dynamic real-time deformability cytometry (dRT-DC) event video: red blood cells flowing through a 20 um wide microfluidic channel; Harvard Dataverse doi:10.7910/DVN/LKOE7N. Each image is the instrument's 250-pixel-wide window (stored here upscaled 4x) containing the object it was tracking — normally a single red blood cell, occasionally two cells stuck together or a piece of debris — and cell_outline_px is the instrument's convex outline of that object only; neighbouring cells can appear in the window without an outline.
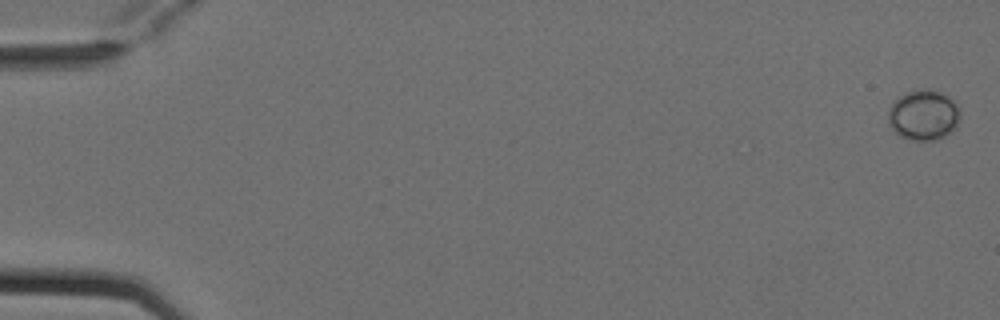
{"species": "Egyptian fruit bat (a non-hibernating species)", "species_latin": "Rousettus aegyptiacus", "temperature_condition": "cold", "stored_images_in_passage": 6, "camera_frame_rate_fps": 3000, "um_per_image_px": 0.085, "animal": {"sex": "female"}, "frame": {"image": 1, "passage_image": 1, "time_ms": 0.0, "image_size_px": [1000, 320], "cell_outline_px": [[960, 120], [956, 128], [952, 132], [936, 140], [908, 140], [900, 136], [888, 124], [888, 108], [896, 96], [908, 92], [928, 88], [940, 92], [948, 96], [960, 108]], "centroid_in_image_um": [78.5, 9.78], "position_along_channel_um": 6.5, "area_um2": 21.5}}
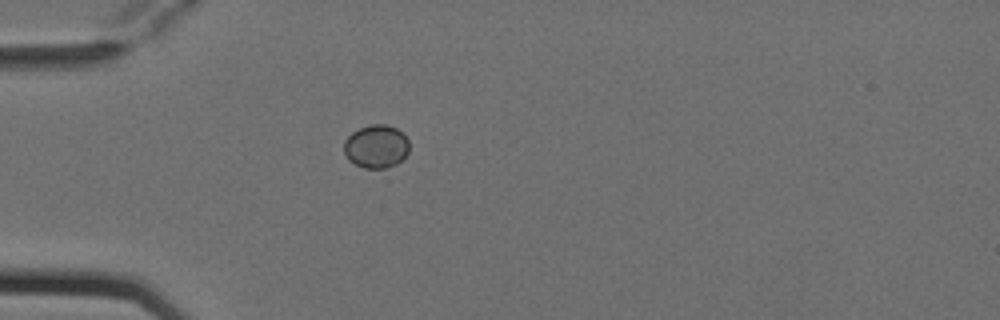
{"frame": {"image": 2, "passage_image": 5, "time_ms": 1.333, "image_size_px": [1000, 320], "cell_outline_px": [[408, 152], [396, 164], [384, 168], [364, 168], [348, 160], [344, 152], [344, 140], [352, 132], [360, 128], [372, 124], [384, 124], [396, 128], [408, 140]], "centroid_in_image_um": [31.95, 12.44], "position_along_channel_um": 53.1, "area_um2": 16.24}}